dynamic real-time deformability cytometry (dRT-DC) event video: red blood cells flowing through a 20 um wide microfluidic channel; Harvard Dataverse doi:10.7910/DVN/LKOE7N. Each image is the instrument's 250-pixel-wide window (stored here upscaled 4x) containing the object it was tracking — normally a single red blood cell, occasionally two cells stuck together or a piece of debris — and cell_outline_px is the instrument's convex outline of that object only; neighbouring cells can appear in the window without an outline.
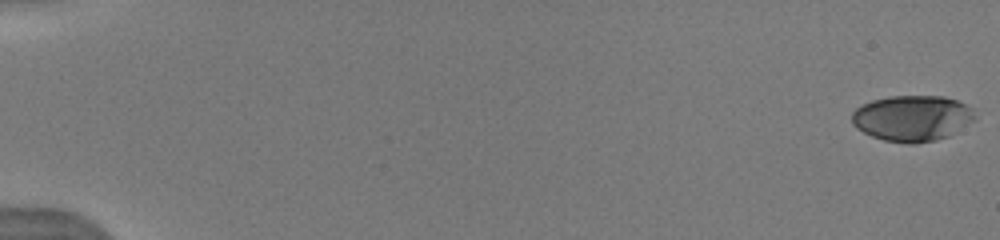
{"species": "human", "species_latin": "Homo sapiens", "temperature_condition": "warm", "stored_images_in_passage": 11, "camera_frame_rate_fps": 3000, "um_per_image_px": 0.085, "donor": {"sex": "male"}, "frame": {"image": 1, "passage_image": 1, "time_ms": 0.0, "image_size_px": [1000, 240], "cell_outline_px": [[976, 120], [948, 136], [936, 140], [916, 144], [904, 144], [884, 140], [872, 136], [856, 128], [852, 124], [852, 112], [860, 104], [872, 100], [888, 96], [944, 96], [956, 100], [972, 108], [976, 116]], "centroid_in_image_um": [77.53, 10.05], "position_along_channel_um": 7.5, "area_um2": 33.23}}
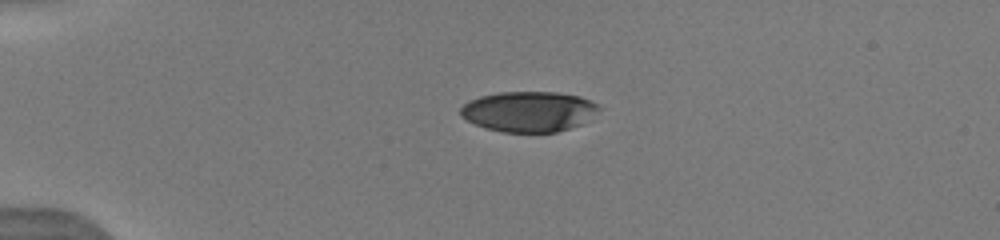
{"frame": {"image": 2, "passage_image": 7, "time_ms": 4.333, "image_size_px": [1000, 240], "cell_outline_px": [[604, 108], [580, 124], [556, 132], [504, 132], [484, 128], [460, 116], [460, 108], [468, 100], [480, 96], [500, 92], [556, 92], [580, 96], [600, 104]], "centroid_in_image_um": [44.96, 9.47], "position_along_channel_um": 40.0, "area_um2": 32.71}}
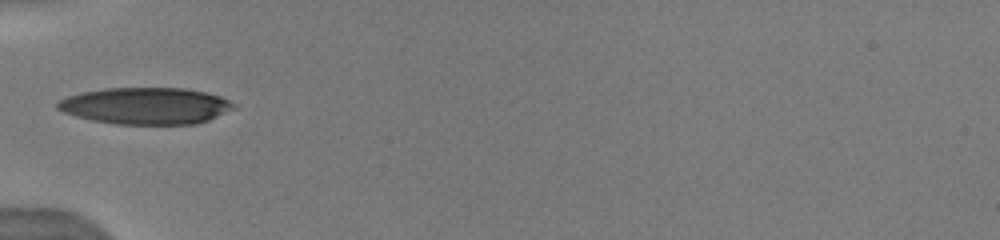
{"frame": {"image": 3, "passage_image": 10, "time_ms": 6.333, "image_size_px": [1000, 240], "cell_outline_px": [[240, 108], [208, 120], [196, 124], [116, 124], [92, 120], [76, 116], [64, 112], [56, 108], [56, 100], [80, 92], [104, 88], [184, 88], [208, 92], [220, 96], [236, 104]], "centroid_in_image_um": [12.43, 8.99], "position_along_channel_um": 72.6, "area_um2": 38.15}}